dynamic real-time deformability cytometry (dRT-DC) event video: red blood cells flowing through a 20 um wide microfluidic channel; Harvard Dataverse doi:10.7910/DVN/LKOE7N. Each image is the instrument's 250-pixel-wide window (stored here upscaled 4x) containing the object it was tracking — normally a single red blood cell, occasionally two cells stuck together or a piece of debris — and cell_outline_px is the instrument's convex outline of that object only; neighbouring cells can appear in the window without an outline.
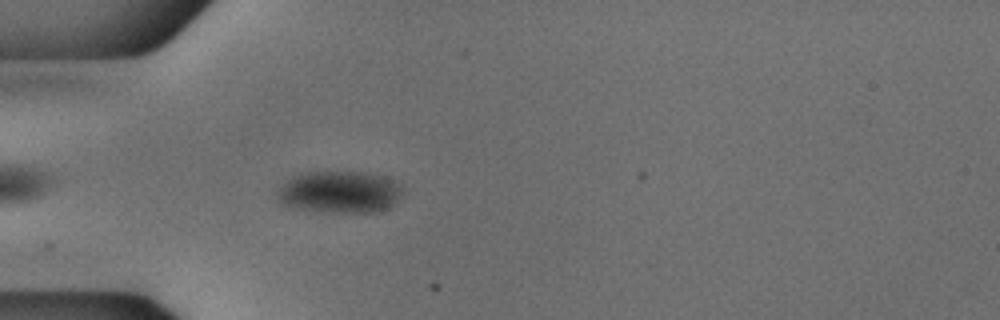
{"species": "common noctule bat (a hibernating species)", "species_latin": "Nyctalus noctula", "temperature_condition": "cold", "stored_images_in_passage": 42, "camera_frame_rate_fps": 3000, "um_per_image_px": 0.085, "animal": {"sex": "male", "body_mass_g": 18.8}, "frame": {"image": 1, "passage_image": 4, "time_ms": 1.0, "image_size_px": [1000, 320], "cell_outline_px": [[404, 192], [388, 208], [380, 212], [324, 212], [292, 208], [284, 204], [276, 196], [280, 184], [292, 176], [300, 172], [364, 172], [384, 176], [396, 180], [404, 188]], "centroid_in_image_um": [28.87, 16.31], "position_along_channel_um": 56.1, "area_um2": 31.15}}
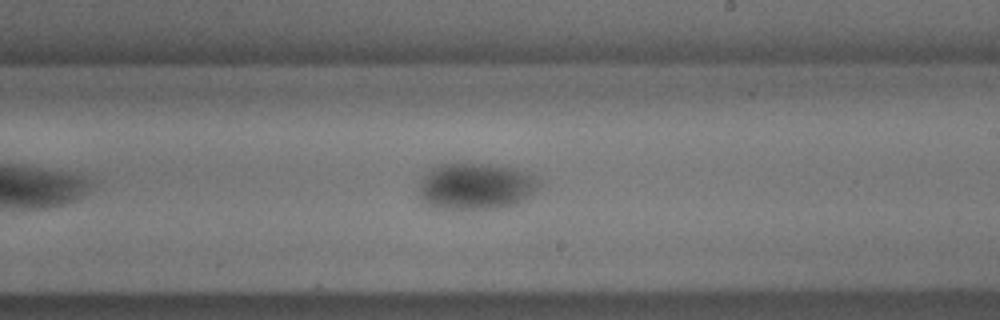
{"frame": {"image": 2, "passage_image": 20, "time_ms": 6.333, "image_size_px": [1000, 320], "cell_outline_px": [[540, 184], [536, 192], [532, 196], [516, 204], [504, 208], [444, 208], [428, 204], [420, 200], [420, 184], [424, 176], [432, 168], [440, 164], [488, 164], [516, 168], [528, 172], [536, 176], [540, 180]], "centroid_in_image_um": [40.53, 15.83], "position_along_channel_um": 248.5, "area_um2": 32.54}}
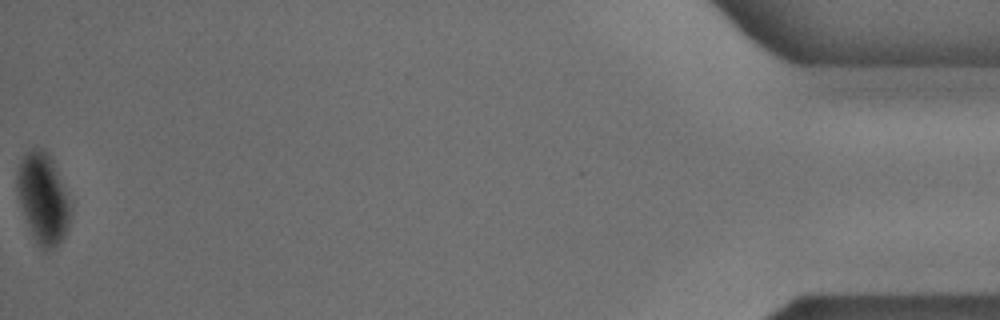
{"frame": {"image": 3, "passage_image": 42, "time_ms": 13.667, "image_size_px": [1000, 320], "cell_outline_px": [[72, 212], [68, 228], [64, 236], [48, 252], [44, 252], [40, 248], [32, 236], [20, 204], [16, 192], [16, 168], [24, 152], [32, 148], [40, 148], [48, 152], [72, 200]], "centroid_in_image_um": [3.66, 16.84], "position_along_channel_um": 431.5, "area_um2": 28.9}}